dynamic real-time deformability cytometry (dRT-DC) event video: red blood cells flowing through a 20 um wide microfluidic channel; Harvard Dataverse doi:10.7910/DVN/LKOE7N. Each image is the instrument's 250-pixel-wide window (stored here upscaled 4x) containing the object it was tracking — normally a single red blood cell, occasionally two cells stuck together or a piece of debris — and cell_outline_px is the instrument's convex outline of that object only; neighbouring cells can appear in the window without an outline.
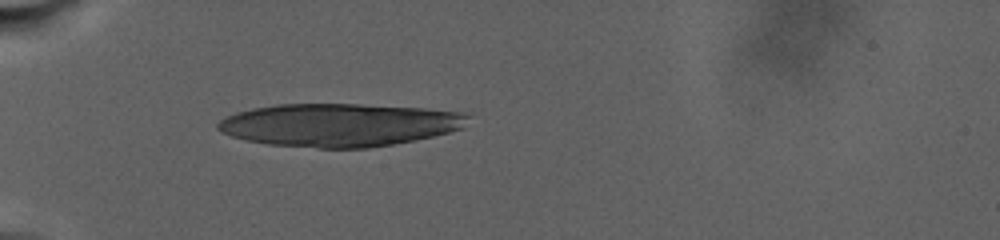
{"species": "human", "species_latin": "Homo sapiens", "temperature_condition": "warm", "stored_images_in_passage": 58, "camera_frame_rate_fps": 3000, "um_per_image_px": 0.085, "donor": {"sex": "male"}, "frame": {"image": 1, "passage_image": 1, "time_ms": 0.0, "image_size_px": [1000, 240], "cell_outline_px": [[468, 116], [464, 128], [432, 136], [392, 144], [368, 148], [316, 148], [268, 144], [248, 140], [232, 136], [216, 128], [216, 124], [220, 120], [236, 112], [252, 108], [276, 104], [360, 104], [424, 108], [464, 112]], "centroid_in_image_um": [28.83, 10.61], "position_along_channel_um": 56.2, "area_um2": 62.54}}